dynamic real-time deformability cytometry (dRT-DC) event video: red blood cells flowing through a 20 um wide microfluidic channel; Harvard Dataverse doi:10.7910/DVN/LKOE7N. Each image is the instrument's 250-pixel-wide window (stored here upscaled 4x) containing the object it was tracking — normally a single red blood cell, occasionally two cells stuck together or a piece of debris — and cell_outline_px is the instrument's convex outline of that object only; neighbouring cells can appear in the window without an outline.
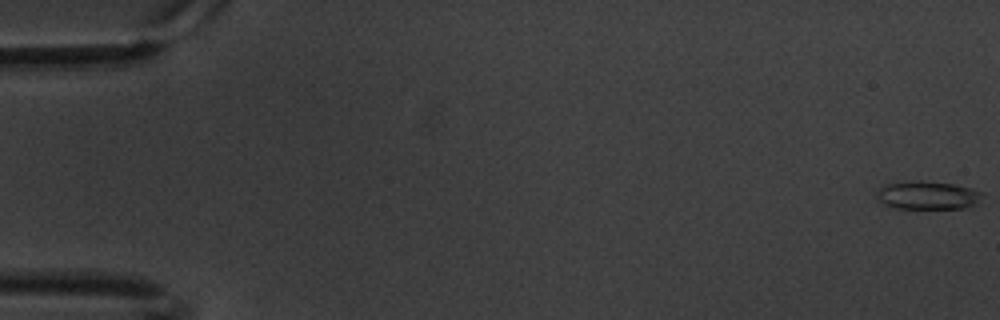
{"species": "common noctule bat (a hibernating species)", "species_latin": "Nyctalus noctula", "temperature_condition": "warm", "stored_images_in_passage": 61, "camera_frame_rate_fps": 3000, "um_per_image_px": 0.085, "animal": {"sex": "male", "body_mass_g": 20.1, "forearm_length_mm": 53.5}, "frame": {"image": 1, "passage_image": 1, "time_ms": 0.0, "image_size_px": [1000, 320], "cell_outline_px": [[984, 192], [980, 204], [964, 208], [896, 208], [884, 204], [876, 196], [876, 192], [884, 184], [908, 180], [920, 180], [952, 184]], "centroid_in_image_um": [78.86, 16.59], "position_along_channel_um": 6.1, "area_um2": 17.57}}
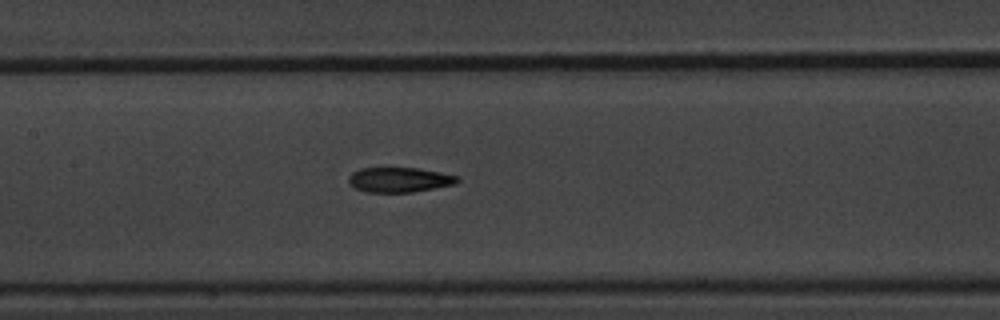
{"frame": {"image": 2, "passage_image": 30, "time_ms": 9.667, "image_size_px": [1000, 320], "cell_outline_px": [[460, 180], [456, 184], [412, 192], [368, 192], [356, 188], [348, 180], [348, 176], [352, 172], [360, 168], [416, 168], [440, 172], [460, 176]], "centroid_in_image_um": [33.98, 15.27], "position_along_channel_um": 173.4, "area_um2": 15.72}}
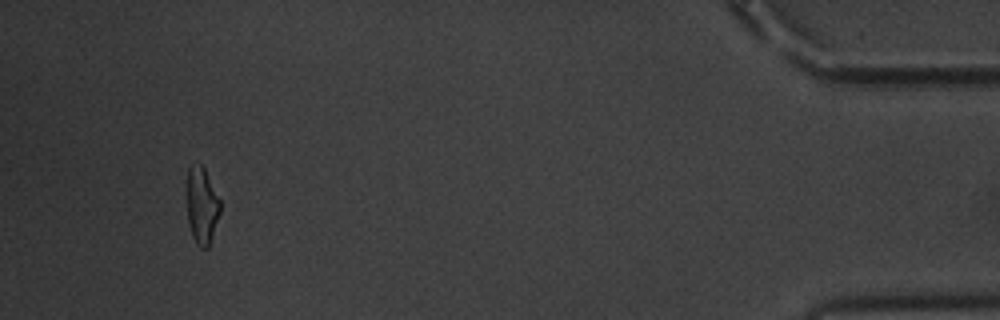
{"frame": {"image": 3, "passage_image": 58, "time_ms": 19.0, "image_size_px": [1000, 320], "cell_outline_px": [[220, 212], [208, 248], [200, 248], [196, 244], [192, 236], [188, 220], [188, 168], [200, 164], [204, 168], [220, 200]], "centroid_in_image_um": [17.17, 17.52], "position_along_channel_um": 418.0, "area_um2": 14.45}, "authors_computed_cell_mechanics": {"area_um2": 16.473, "velocity_mm_per_s": 3.3598, "shape_relaxation_time_tau1_ms": 5.031, "shape_relaxation_time_tau2_ms": 3.481, "deformation_change_tau1": 0.1855, "deformation_change_tau2": 0.1182}}